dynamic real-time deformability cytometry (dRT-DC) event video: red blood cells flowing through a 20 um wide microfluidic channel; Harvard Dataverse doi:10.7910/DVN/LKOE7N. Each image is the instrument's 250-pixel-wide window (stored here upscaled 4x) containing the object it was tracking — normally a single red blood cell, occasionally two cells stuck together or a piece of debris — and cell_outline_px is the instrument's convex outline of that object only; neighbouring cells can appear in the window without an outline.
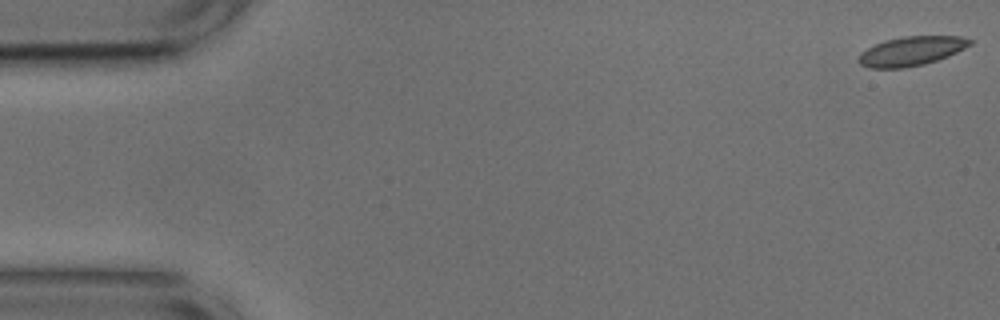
{"species": "common noctule bat (a hibernating species)", "species_latin": "Nyctalus noctula", "temperature_condition": "cold", "stored_images_in_passage": 49, "camera_frame_rate_fps": 3000, "um_per_image_px": 0.085, "animal": {"sex": "male", "body_mass_g": 17.9, "forearm_length_mm": 54.2}, "frame": {"image": 1, "passage_image": 1, "time_ms": 0.0, "image_size_px": [1000, 320], "cell_outline_px": [[972, 44], [948, 56], [924, 64], [904, 68], [868, 68], [860, 64], [856, 60], [860, 52], [884, 40], [904, 36], [960, 36], [972, 40]], "centroid_in_image_um": [77.42, 4.34], "position_along_channel_um": 7.6, "area_um2": 18.96}}
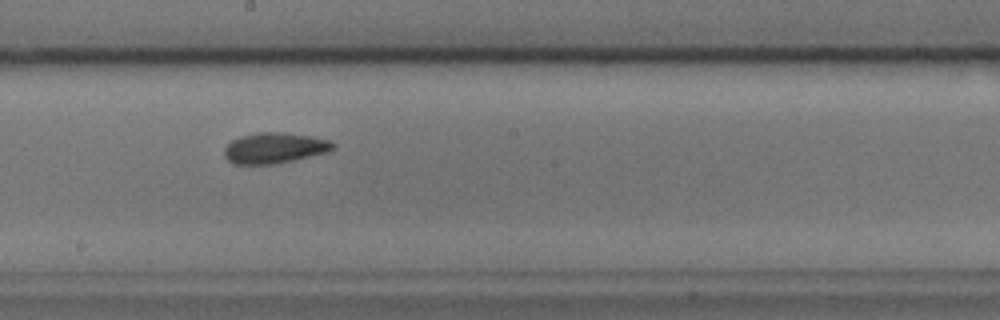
{"frame": {"image": 2, "passage_image": 29, "time_ms": 9.333, "image_size_px": [1000, 320], "cell_outline_px": [[336, 148], [328, 152], [276, 164], [232, 164], [224, 156], [224, 148], [232, 140], [240, 136], [256, 132], [288, 132], [312, 136], [328, 140], [336, 144]], "centroid_in_image_um": [23.34, 12.57], "position_along_channel_um": 224.9, "area_um2": 19.71}}
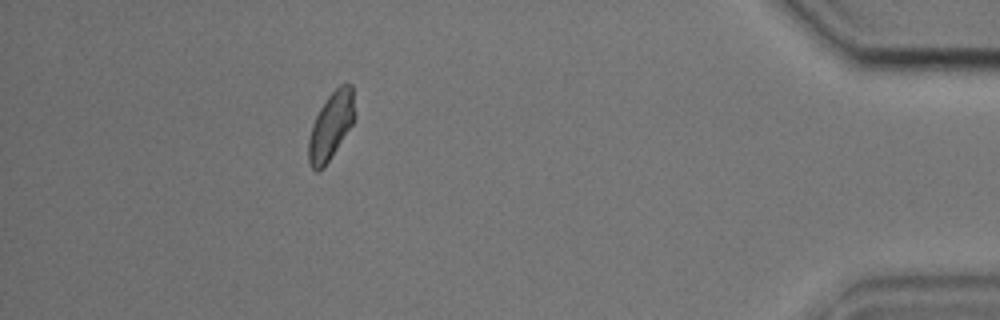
{"frame": {"image": 3, "passage_image": 48, "time_ms": 15.667, "image_size_px": [1000, 320], "cell_outline_px": [[352, 124], [324, 168], [320, 172], [316, 172], [312, 168], [308, 160], [308, 140], [312, 124], [320, 108], [328, 96], [340, 84], [352, 84]], "centroid_in_image_um": [28.07, 10.76], "position_along_channel_um": 407.1, "area_um2": 17.57}}